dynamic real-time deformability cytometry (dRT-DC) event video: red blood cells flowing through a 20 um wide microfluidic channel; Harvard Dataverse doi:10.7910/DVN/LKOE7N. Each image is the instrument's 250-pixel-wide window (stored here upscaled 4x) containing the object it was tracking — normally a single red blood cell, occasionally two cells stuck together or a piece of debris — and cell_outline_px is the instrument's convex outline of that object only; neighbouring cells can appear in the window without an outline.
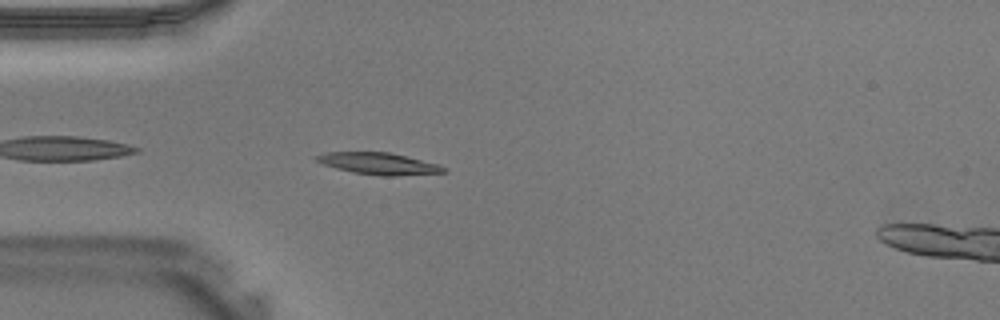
{"species": "Egyptian fruit bat (a non-hibernating species)", "species_latin": "Rousettus aegyptiacus", "temperature_condition": "warm", "stored_images_in_passage": 31, "camera_frame_rate_fps": 3000, "um_per_image_px": 0.085, "animal": {"sex": "male"}, "frame": {"image": 1, "passage_image": 2, "time_ms": 0.333, "image_size_px": [1000, 320], "cell_outline_px": [[448, 172], [396, 176], [380, 176], [352, 172], [336, 168], [324, 164], [316, 160], [316, 156], [324, 152], [388, 152], [440, 164], [448, 168]], "centroid_in_image_um": [32.26, 13.91], "position_along_channel_um": 52.7, "area_um2": 16.18}}
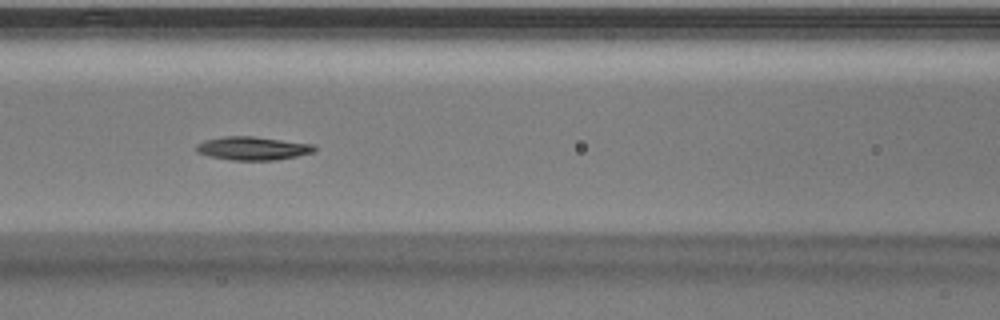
{"frame": {"image": 2, "passage_image": 8, "time_ms": 2.333, "image_size_px": [1000, 320], "cell_outline_px": [[316, 148], [312, 152], [296, 156], [276, 160], [232, 160], [208, 156], [196, 152], [196, 144], [204, 140], [224, 136], [252, 136], [312, 144]], "centroid_in_image_um": [21.42, 12.61], "position_along_channel_um": 145.2, "area_um2": 16.01}}
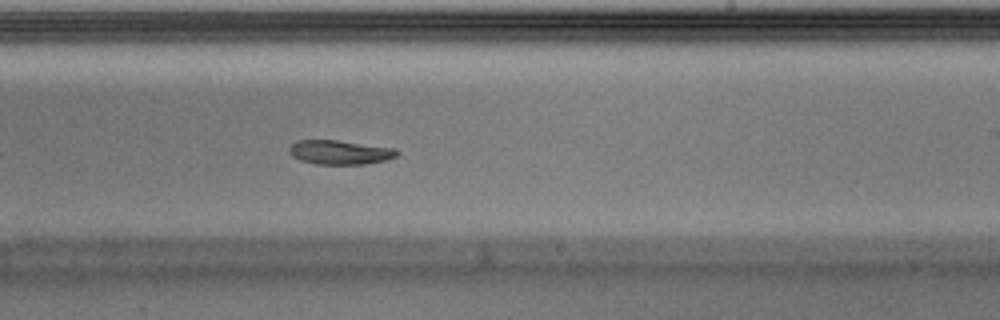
{"frame": {"image": 3, "passage_image": 15, "time_ms": 4.667, "image_size_px": [1000, 320], "cell_outline_px": [[400, 152], [396, 156], [384, 160], [364, 164], [316, 164], [300, 160], [292, 156], [288, 152], [288, 148], [296, 140], [336, 140], [396, 148]], "centroid_in_image_um": [28.87, 12.94], "position_along_channel_um": 260.1, "area_um2": 15.2}}